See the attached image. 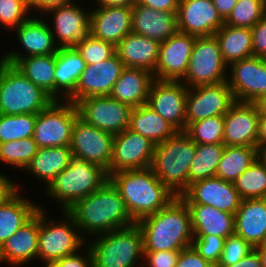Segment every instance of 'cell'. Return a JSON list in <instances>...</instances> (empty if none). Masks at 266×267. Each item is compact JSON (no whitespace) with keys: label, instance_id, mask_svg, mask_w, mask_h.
I'll return each mask as SVG.
<instances>
[{"label":"cell","instance_id":"1","mask_svg":"<svg viewBox=\"0 0 266 267\" xmlns=\"http://www.w3.org/2000/svg\"><path fill=\"white\" fill-rule=\"evenodd\" d=\"M67 212L83 235H101L135 224L118 190L108 180L99 189L77 201Z\"/></svg>","mask_w":266,"mask_h":267},{"label":"cell","instance_id":"2","mask_svg":"<svg viewBox=\"0 0 266 267\" xmlns=\"http://www.w3.org/2000/svg\"><path fill=\"white\" fill-rule=\"evenodd\" d=\"M135 223L166 207L176 196L155 176L151 167L123 170L108 176Z\"/></svg>","mask_w":266,"mask_h":267},{"label":"cell","instance_id":"3","mask_svg":"<svg viewBox=\"0 0 266 267\" xmlns=\"http://www.w3.org/2000/svg\"><path fill=\"white\" fill-rule=\"evenodd\" d=\"M137 224L142 231L144 251H182L192 244L190 211L180 197Z\"/></svg>","mask_w":266,"mask_h":267},{"label":"cell","instance_id":"4","mask_svg":"<svg viewBox=\"0 0 266 267\" xmlns=\"http://www.w3.org/2000/svg\"><path fill=\"white\" fill-rule=\"evenodd\" d=\"M196 143L185 131L155 145L151 168L155 176L176 196L189 188V170Z\"/></svg>","mask_w":266,"mask_h":267},{"label":"cell","instance_id":"5","mask_svg":"<svg viewBox=\"0 0 266 267\" xmlns=\"http://www.w3.org/2000/svg\"><path fill=\"white\" fill-rule=\"evenodd\" d=\"M107 181V172L101 166L73 156L68 167L46 187V193L60 202L63 211H67Z\"/></svg>","mask_w":266,"mask_h":267},{"label":"cell","instance_id":"6","mask_svg":"<svg viewBox=\"0 0 266 267\" xmlns=\"http://www.w3.org/2000/svg\"><path fill=\"white\" fill-rule=\"evenodd\" d=\"M52 101L14 65L0 59V114H38Z\"/></svg>","mask_w":266,"mask_h":267},{"label":"cell","instance_id":"7","mask_svg":"<svg viewBox=\"0 0 266 267\" xmlns=\"http://www.w3.org/2000/svg\"><path fill=\"white\" fill-rule=\"evenodd\" d=\"M97 237L88 243L93 267H135L139 257H144L143 235L137 223Z\"/></svg>","mask_w":266,"mask_h":267},{"label":"cell","instance_id":"8","mask_svg":"<svg viewBox=\"0 0 266 267\" xmlns=\"http://www.w3.org/2000/svg\"><path fill=\"white\" fill-rule=\"evenodd\" d=\"M43 210L39 209L38 260L57 261L78 252L85 244L86 236L78 232L73 217L67 211H62L63 221H48Z\"/></svg>","mask_w":266,"mask_h":267},{"label":"cell","instance_id":"9","mask_svg":"<svg viewBox=\"0 0 266 267\" xmlns=\"http://www.w3.org/2000/svg\"><path fill=\"white\" fill-rule=\"evenodd\" d=\"M62 101L53 100L37 114L32 137L39 148L70 146L73 127L79 114L76 104Z\"/></svg>","mask_w":266,"mask_h":267},{"label":"cell","instance_id":"10","mask_svg":"<svg viewBox=\"0 0 266 267\" xmlns=\"http://www.w3.org/2000/svg\"><path fill=\"white\" fill-rule=\"evenodd\" d=\"M224 63L215 35L197 37L182 82L188 87L214 85L227 80Z\"/></svg>","mask_w":266,"mask_h":267},{"label":"cell","instance_id":"11","mask_svg":"<svg viewBox=\"0 0 266 267\" xmlns=\"http://www.w3.org/2000/svg\"><path fill=\"white\" fill-rule=\"evenodd\" d=\"M76 106L82 120L113 136L129 128L133 108L110 96L86 97Z\"/></svg>","mask_w":266,"mask_h":267},{"label":"cell","instance_id":"12","mask_svg":"<svg viewBox=\"0 0 266 267\" xmlns=\"http://www.w3.org/2000/svg\"><path fill=\"white\" fill-rule=\"evenodd\" d=\"M113 139L112 134L104 132L78 117L73 127L70 149L74 157L101 166L109 176Z\"/></svg>","mask_w":266,"mask_h":267},{"label":"cell","instance_id":"13","mask_svg":"<svg viewBox=\"0 0 266 267\" xmlns=\"http://www.w3.org/2000/svg\"><path fill=\"white\" fill-rule=\"evenodd\" d=\"M188 87L182 81L152 82L147 105L177 131L186 130V97Z\"/></svg>","mask_w":266,"mask_h":267},{"label":"cell","instance_id":"14","mask_svg":"<svg viewBox=\"0 0 266 267\" xmlns=\"http://www.w3.org/2000/svg\"><path fill=\"white\" fill-rule=\"evenodd\" d=\"M235 102L227 81L214 85L188 88L186 97V128L193 122L228 112Z\"/></svg>","mask_w":266,"mask_h":267},{"label":"cell","instance_id":"15","mask_svg":"<svg viewBox=\"0 0 266 267\" xmlns=\"http://www.w3.org/2000/svg\"><path fill=\"white\" fill-rule=\"evenodd\" d=\"M155 144L129 128L114 135L109 175L123 170L151 167Z\"/></svg>","mask_w":266,"mask_h":267},{"label":"cell","instance_id":"16","mask_svg":"<svg viewBox=\"0 0 266 267\" xmlns=\"http://www.w3.org/2000/svg\"><path fill=\"white\" fill-rule=\"evenodd\" d=\"M227 77L234 100L255 103L266 95V59L252 56L230 64ZM230 77V80H229Z\"/></svg>","mask_w":266,"mask_h":267},{"label":"cell","instance_id":"17","mask_svg":"<svg viewBox=\"0 0 266 267\" xmlns=\"http://www.w3.org/2000/svg\"><path fill=\"white\" fill-rule=\"evenodd\" d=\"M196 38L177 31L160 43L154 78L161 81H181L187 72Z\"/></svg>","mask_w":266,"mask_h":267},{"label":"cell","instance_id":"18","mask_svg":"<svg viewBox=\"0 0 266 267\" xmlns=\"http://www.w3.org/2000/svg\"><path fill=\"white\" fill-rule=\"evenodd\" d=\"M179 197L186 204L208 205L234 215L242 201L232 182L216 176L193 182Z\"/></svg>","mask_w":266,"mask_h":267},{"label":"cell","instance_id":"19","mask_svg":"<svg viewBox=\"0 0 266 267\" xmlns=\"http://www.w3.org/2000/svg\"><path fill=\"white\" fill-rule=\"evenodd\" d=\"M124 68L123 62L116 53L104 61L86 64L74 93L67 101L76 104L79 100L86 97L109 96L113 85L120 77Z\"/></svg>","mask_w":266,"mask_h":267},{"label":"cell","instance_id":"20","mask_svg":"<svg viewBox=\"0 0 266 267\" xmlns=\"http://www.w3.org/2000/svg\"><path fill=\"white\" fill-rule=\"evenodd\" d=\"M259 117L255 103L235 101L224 114L223 144L258 148Z\"/></svg>","mask_w":266,"mask_h":267},{"label":"cell","instance_id":"21","mask_svg":"<svg viewBox=\"0 0 266 267\" xmlns=\"http://www.w3.org/2000/svg\"><path fill=\"white\" fill-rule=\"evenodd\" d=\"M176 18L178 31L196 37L212 36L224 25L212 0H179Z\"/></svg>","mask_w":266,"mask_h":267},{"label":"cell","instance_id":"22","mask_svg":"<svg viewBox=\"0 0 266 267\" xmlns=\"http://www.w3.org/2000/svg\"><path fill=\"white\" fill-rule=\"evenodd\" d=\"M42 18H36L30 16L28 20L21 23L15 30L17 37L22 45V48L26 50L27 55L18 53L13 50L6 55L3 54L2 59L5 63L13 65L17 60L23 57L36 56V55H49L56 54L59 50L50 25Z\"/></svg>","mask_w":266,"mask_h":267},{"label":"cell","instance_id":"23","mask_svg":"<svg viewBox=\"0 0 266 267\" xmlns=\"http://www.w3.org/2000/svg\"><path fill=\"white\" fill-rule=\"evenodd\" d=\"M75 4L72 1L48 11L54 14V26H50V30L56 42L58 39L59 47L75 46L90 34V11L86 12L79 3Z\"/></svg>","mask_w":266,"mask_h":267},{"label":"cell","instance_id":"24","mask_svg":"<svg viewBox=\"0 0 266 267\" xmlns=\"http://www.w3.org/2000/svg\"><path fill=\"white\" fill-rule=\"evenodd\" d=\"M132 32V7H97L90 11V34L117 46Z\"/></svg>","mask_w":266,"mask_h":267},{"label":"cell","instance_id":"25","mask_svg":"<svg viewBox=\"0 0 266 267\" xmlns=\"http://www.w3.org/2000/svg\"><path fill=\"white\" fill-rule=\"evenodd\" d=\"M176 12L154 10L145 5L134 4L132 6V33L162 43L178 31Z\"/></svg>","mask_w":266,"mask_h":267},{"label":"cell","instance_id":"26","mask_svg":"<svg viewBox=\"0 0 266 267\" xmlns=\"http://www.w3.org/2000/svg\"><path fill=\"white\" fill-rule=\"evenodd\" d=\"M39 210L0 247V262L20 266L38 255Z\"/></svg>","mask_w":266,"mask_h":267},{"label":"cell","instance_id":"27","mask_svg":"<svg viewBox=\"0 0 266 267\" xmlns=\"http://www.w3.org/2000/svg\"><path fill=\"white\" fill-rule=\"evenodd\" d=\"M234 233L253 247L266 240V198L241 201L235 213Z\"/></svg>","mask_w":266,"mask_h":267},{"label":"cell","instance_id":"28","mask_svg":"<svg viewBox=\"0 0 266 267\" xmlns=\"http://www.w3.org/2000/svg\"><path fill=\"white\" fill-rule=\"evenodd\" d=\"M155 80L152 72L144 68H124L113 85L110 97L132 108L147 104L148 94Z\"/></svg>","mask_w":266,"mask_h":267},{"label":"cell","instance_id":"29","mask_svg":"<svg viewBox=\"0 0 266 267\" xmlns=\"http://www.w3.org/2000/svg\"><path fill=\"white\" fill-rule=\"evenodd\" d=\"M160 43L135 33L127 34L116 46V54L126 68H144L154 73Z\"/></svg>","mask_w":266,"mask_h":267},{"label":"cell","instance_id":"30","mask_svg":"<svg viewBox=\"0 0 266 267\" xmlns=\"http://www.w3.org/2000/svg\"><path fill=\"white\" fill-rule=\"evenodd\" d=\"M85 67L86 63L75 46L59 47L56 52V69L54 73L55 100H61L62 97L59 98L60 94L63 96V101L67 100L74 93Z\"/></svg>","mask_w":266,"mask_h":267},{"label":"cell","instance_id":"31","mask_svg":"<svg viewBox=\"0 0 266 267\" xmlns=\"http://www.w3.org/2000/svg\"><path fill=\"white\" fill-rule=\"evenodd\" d=\"M186 205L194 235H216L226 239L234 233V214L203 204Z\"/></svg>","mask_w":266,"mask_h":267},{"label":"cell","instance_id":"32","mask_svg":"<svg viewBox=\"0 0 266 267\" xmlns=\"http://www.w3.org/2000/svg\"><path fill=\"white\" fill-rule=\"evenodd\" d=\"M18 192L16 190L0 205V247L40 209V205L26 200Z\"/></svg>","mask_w":266,"mask_h":267},{"label":"cell","instance_id":"33","mask_svg":"<svg viewBox=\"0 0 266 267\" xmlns=\"http://www.w3.org/2000/svg\"><path fill=\"white\" fill-rule=\"evenodd\" d=\"M73 157L70 146L38 148L36 155L26 167L39 180L46 183V187L64 169L68 167Z\"/></svg>","mask_w":266,"mask_h":267},{"label":"cell","instance_id":"34","mask_svg":"<svg viewBox=\"0 0 266 267\" xmlns=\"http://www.w3.org/2000/svg\"><path fill=\"white\" fill-rule=\"evenodd\" d=\"M129 129L141 134L155 145L164 142L177 132L147 104L132 109Z\"/></svg>","mask_w":266,"mask_h":267},{"label":"cell","instance_id":"35","mask_svg":"<svg viewBox=\"0 0 266 267\" xmlns=\"http://www.w3.org/2000/svg\"><path fill=\"white\" fill-rule=\"evenodd\" d=\"M214 35L219 41L221 56L227 66L253 56L250 28L224 24Z\"/></svg>","mask_w":266,"mask_h":267},{"label":"cell","instance_id":"36","mask_svg":"<svg viewBox=\"0 0 266 267\" xmlns=\"http://www.w3.org/2000/svg\"><path fill=\"white\" fill-rule=\"evenodd\" d=\"M13 65L55 100L56 54L23 57Z\"/></svg>","mask_w":266,"mask_h":267},{"label":"cell","instance_id":"37","mask_svg":"<svg viewBox=\"0 0 266 267\" xmlns=\"http://www.w3.org/2000/svg\"><path fill=\"white\" fill-rule=\"evenodd\" d=\"M257 158V147L225 146L216 177L233 183Z\"/></svg>","mask_w":266,"mask_h":267},{"label":"cell","instance_id":"38","mask_svg":"<svg viewBox=\"0 0 266 267\" xmlns=\"http://www.w3.org/2000/svg\"><path fill=\"white\" fill-rule=\"evenodd\" d=\"M224 144H196L194 159L189 170V185L216 176Z\"/></svg>","mask_w":266,"mask_h":267},{"label":"cell","instance_id":"39","mask_svg":"<svg viewBox=\"0 0 266 267\" xmlns=\"http://www.w3.org/2000/svg\"><path fill=\"white\" fill-rule=\"evenodd\" d=\"M233 184L242 200L266 198V163L258 157Z\"/></svg>","mask_w":266,"mask_h":267},{"label":"cell","instance_id":"40","mask_svg":"<svg viewBox=\"0 0 266 267\" xmlns=\"http://www.w3.org/2000/svg\"><path fill=\"white\" fill-rule=\"evenodd\" d=\"M38 148L33 137L0 143V162L25 170Z\"/></svg>","mask_w":266,"mask_h":267},{"label":"cell","instance_id":"41","mask_svg":"<svg viewBox=\"0 0 266 267\" xmlns=\"http://www.w3.org/2000/svg\"><path fill=\"white\" fill-rule=\"evenodd\" d=\"M37 114H0V143L33 136Z\"/></svg>","mask_w":266,"mask_h":267},{"label":"cell","instance_id":"42","mask_svg":"<svg viewBox=\"0 0 266 267\" xmlns=\"http://www.w3.org/2000/svg\"><path fill=\"white\" fill-rule=\"evenodd\" d=\"M185 132L196 144H223L224 115L193 122Z\"/></svg>","mask_w":266,"mask_h":267},{"label":"cell","instance_id":"43","mask_svg":"<svg viewBox=\"0 0 266 267\" xmlns=\"http://www.w3.org/2000/svg\"><path fill=\"white\" fill-rule=\"evenodd\" d=\"M265 15L266 8L260 0H238L224 24L251 29Z\"/></svg>","mask_w":266,"mask_h":267},{"label":"cell","instance_id":"44","mask_svg":"<svg viewBox=\"0 0 266 267\" xmlns=\"http://www.w3.org/2000/svg\"><path fill=\"white\" fill-rule=\"evenodd\" d=\"M86 64H95L112 57L116 46L89 34L75 45Z\"/></svg>","mask_w":266,"mask_h":267},{"label":"cell","instance_id":"45","mask_svg":"<svg viewBox=\"0 0 266 267\" xmlns=\"http://www.w3.org/2000/svg\"><path fill=\"white\" fill-rule=\"evenodd\" d=\"M30 10L29 0H0V25L13 30L30 18Z\"/></svg>","mask_w":266,"mask_h":267},{"label":"cell","instance_id":"46","mask_svg":"<svg viewBox=\"0 0 266 267\" xmlns=\"http://www.w3.org/2000/svg\"><path fill=\"white\" fill-rule=\"evenodd\" d=\"M254 247L233 233L224 240L223 251L217 266H230L247 256Z\"/></svg>","mask_w":266,"mask_h":267},{"label":"cell","instance_id":"47","mask_svg":"<svg viewBox=\"0 0 266 267\" xmlns=\"http://www.w3.org/2000/svg\"><path fill=\"white\" fill-rule=\"evenodd\" d=\"M224 240L216 235H194L191 246L216 267L223 251Z\"/></svg>","mask_w":266,"mask_h":267},{"label":"cell","instance_id":"48","mask_svg":"<svg viewBox=\"0 0 266 267\" xmlns=\"http://www.w3.org/2000/svg\"><path fill=\"white\" fill-rule=\"evenodd\" d=\"M180 251H144V263L148 267H175Z\"/></svg>","mask_w":266,"mask_h":267},{"label":"cell","instance_id":"49","mask_svg":"<svg viewBox=\"0 0 266 267\" xmlns=\"http://www.w3.org/2000/svg\"><path fill=\"white\" fill-rule=\"evenodd\" d=\"M253 56L266 59V15L251 28Z\"/></svg>","mask_w":266,"mask_h":267},{"label":"cell","instance_id":"50","mask_svg":"<svg viewBox=\"0 0 266 267\" xmlns=\"http://www.w3.org/2000/svg\"><path fill=\"white\" fill-rule=\"evenodd\" d=\"M175 267H215L199 255L192 246L180 251Z\"/></svg>","mask_w":266,"mask_h":267},{"label":"cell","instance_id":"51","mask_svg":"<svg viewBox=\"0 0 266 267\" xmlns=\"http://www.w3.org/2000/svg\"><path fill=\"white\" fill-rule=\"evenodd\" d=\"M136 5H145L154 10L177 11L179 0H135Z\"/></svg>","mask_w":266,"mask_h":267},{"label":"cell","instance_id":"52","mask_svg":"<svg viewBox=\"0 0 266 267\" xmlns=\"http://www.w3.org/2000/svg\"><path fill=\"white\" fill-rule=\"evenodd\" d=\"M87 250L85 256H81L79 252L66 256V267H93L92 253L89 247H87Z\"/></svg>","mask_w":266,"mask_h":267},{"label":"cell","instance_id":"53","mask_svg":"<svg viewBox=\"0 0 266 267\" xmlns=\"http://www.w3.org/2000/svg\"><path fill=\"white\" fill-rule=\"evenodd\" d=\"M73 0H29L30 9L47 13L50 9L71 3Z\"/></svg>","mask_w":266,"mask_h":267},{"label":"cell","instance_id":"54","mask_svg":"<svg viewBox=\"0 0 266 267\" xmlns=\"http://www.w3.org/2000/svg\"><path fill=\"white\" fill-rule=\"evenodd\" d=\"M9 178L0 173V205L18 190L19 186Z\"/></svg>","mask_w":266,"mask_h":267},{"label":"cell","instance_id":"55","mask_svg":"<svg viewBox=\"0 0 266 267\" xmlns=\"http://www.w3.org/2000/svg\"><path fill=\"white\" fill-rule=\"evenodd\" d=\"M216 267H262V264L258 252L254 249L247 256L233 265Z\"/></svg>","mask_w":266,"mask_h":267},{"label":"cell","instance_id":"56","mask_svg":"<svg viewBox=\"0 0 266 267\" xmlns=\"http://www.w3.org/2000/svg\"><path fill=\"white\" fill-rule=\"evenodd\" d=\"M238 0H212L214 7L221 19L225 21L233 10Z\"/></svg>","mask_w":266,"mask_h":267},{"label":"cell","instance_id":"57","mask_svg":"<svg viewBox=\"0 0 266 267\" xmlns=\"http://www.w3.org/2000/svg\"><path fill=\"white\" fill-rule=\"evenodd\" d=\"M98 7H132L135 0H96Z\"/></svg>","mask_w":266,"mask_h":267},{"label":"cell","instance_id":"58","mask_svg":"<svg viewBox=\"0 0 266 267\" xmlns=\"http://www.w3.org/2000/svg\"><path fill=\"white\" fill-rule=\"evenodd\" d=\"M266 142V115H260L258 125V148Z\"/></svg>","mask_w":266,"mask_h":267},{"label":"cell","instance_id":"59","mask_svg":"<svg viewBox=\"0 0 266 267\" xmlns=\"http://www.w3.org/2000/svg\"><path fill=\"white\" fill-rule=\"evenodd\" d=\"M254 249L260 256L262 267H266V240L254 247Z\"/></svg>","mask_w":266,"mask_h":267},{"label":"cell","instance_id":"60","mask_svg":"<svg viewBox=\"0 0 266 267\" xmlns=\"http://www.w3.org/2000/svg\"><path fill=\"white\" fill-rule=\"evenodd\" d=\"M259 114L260 115H266V95L260 97L256 102H255Z\"/></svg>","mask_w":266,"mask_h":267},{"label":"cell","instance_id":"61","mask_svg":"<svg viewBox=\"0 0 266 267\" xmlns=\"http://www.w3.org/2000/svg\"><path fill=\"white\" fill-rule=\"evenodd\" d=\"M45 264V267H66V256L57 261H47Z\"/></svg>","mask_w":266,"mask_h":267},{"label":"cell","instance_id":"62","mask_svg":"<svg viewBox=\"0 0 266 267\" xmlns=\"http://www.w3.org/2000/svg\"><path fill=\"white\" fill-rule=\"evenodd\" d=\"M258 157L266 163V142L258 148Z\"/></svg>","mask_w":266,"mask_h":267},{"label":"cell","instance_id":"63","mask_svg":"<svg viewBox=\"0 0 266 267\" xmlns=\"http://www.w3.org/2000/svg\"><path fill=\"white\" fill-rule=\"evenodd\" d=\"M260 1L264 5V7L266 8V0H260Z\"/></svg>","mask_w":266,"mask_h":267}]
</instances>
